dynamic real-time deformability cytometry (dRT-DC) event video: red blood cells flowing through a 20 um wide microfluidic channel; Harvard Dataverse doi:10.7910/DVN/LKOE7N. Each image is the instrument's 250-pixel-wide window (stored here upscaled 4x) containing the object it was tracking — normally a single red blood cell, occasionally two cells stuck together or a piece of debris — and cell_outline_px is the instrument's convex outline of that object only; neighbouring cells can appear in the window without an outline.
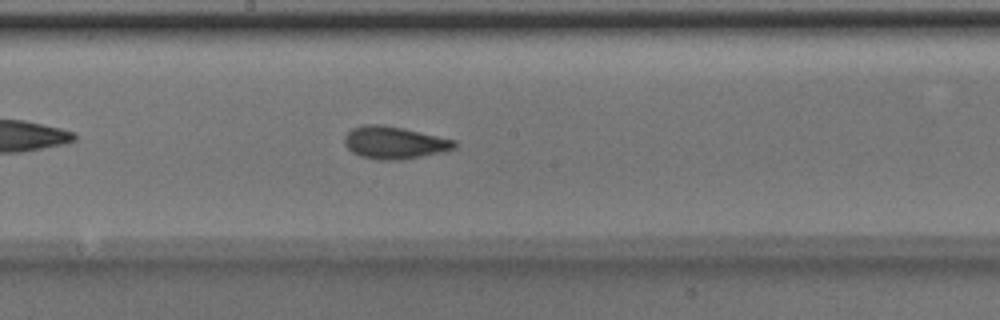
{"species": "Egyptian fruit bat (a non-hibernating species)", "species_latin": "Rousettus aegyptiacus", "temperature_condition": "room temperature", "stored_images_in_passage": 49, "camera_frame_rate_fps": 3000, "um_per_image_px": 0.085, "animal": {"sex": "male"}, "frame": {"image": 1, "passage_image": 26, "time_ms": 8.333, "image_size_px": [1000, 320], "cell_outline_px": [[456, 148], [440, 152], [400, 160], [376, 160], [360, 156], [352, 152], [344, 144], [344, 136], [352, 128], [364, 124], [380, 124], [400, 128], [456, 140]], "centroid_in_image_um": [33.47, 12.13], "position_along_channel_um": 214.7, "area_um2": 20.58}}
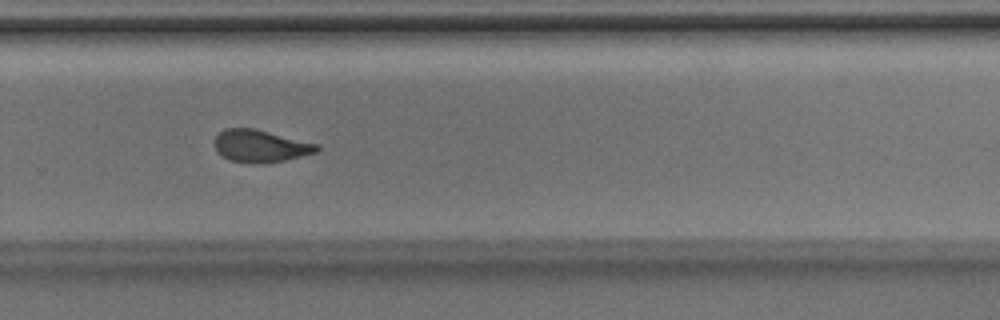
{"frame": {"image": 2, "passage_image": 33, "time_ms": 10.667, "image_size_px": [1000, 320], "cell_outline_px": [[320, 148], [316, 152], [284, 160], [264, 164], [256, 164], [232, 160], [216, 152], [216, 136], [224, 128], [252, 128], [320, 144]], "centroid_in_image_um": [22.16, 12.41], "position_along_channel_um": 307.6, "area_um2": 19.07}}
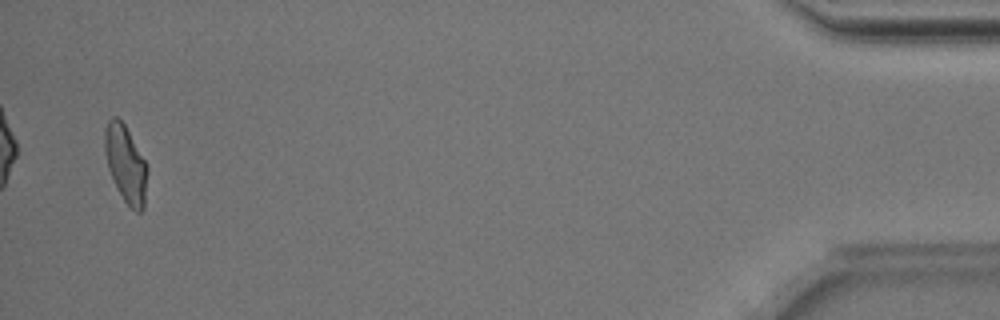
{"frame": {"image": 3, "passage_image": 48, "time_ms": 15.667, "image_size_px": [1000, 320], "cell_outline_px": [[148, 168], [144, 208], [140, 212], [136, 212], [124, 200], [116, 188], [108, 168], [104, 152], [104, 132], [108, 120], [112, 116], [116, 116], [124, 124], [144, 160]], "centroid_in_image_um": [10.67, 13.94], "position_along_channel_um": 424.5, "area_um2": 19.02}, "authors_computed_cell_mechanics": {"area_um2": 19.4786, "velocity_mm_per_s": 4.0165, "shape_relaxation_time_tau1_ms": 5.1577, "shape_relaxation_time_tau2_ms": 1.9419, "deformation_change_tau1": 0.1583, "deformation_change_tau2": 0.0732}}